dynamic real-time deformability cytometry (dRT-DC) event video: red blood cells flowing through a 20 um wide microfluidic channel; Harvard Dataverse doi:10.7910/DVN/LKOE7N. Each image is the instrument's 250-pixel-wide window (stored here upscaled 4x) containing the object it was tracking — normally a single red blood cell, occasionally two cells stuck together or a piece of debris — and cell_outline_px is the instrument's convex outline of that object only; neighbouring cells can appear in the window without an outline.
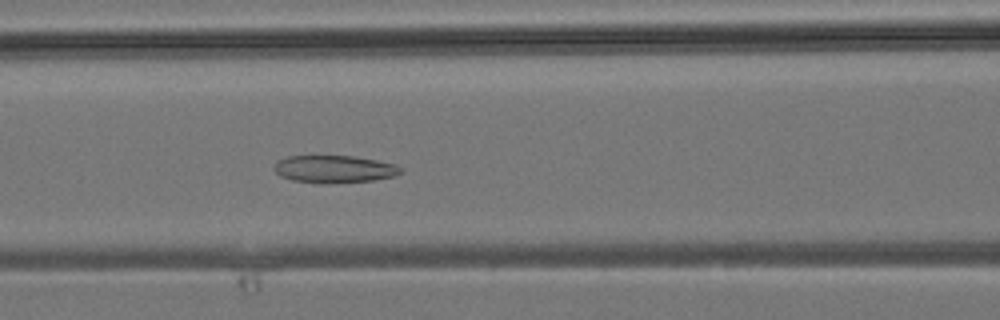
{"species": "common noctule bat (a hibernating species)", "species_latin": "Nyctalus noctula", "temperature_condition": "room temperature", "stored_images_in_passage": 38, "camera_frame_rate_fps": 3000, "um_per_image_px": 0.085, "animal": {"sex": "male", "body_mass_g": 19.2, "forearm_length_mm": 51.8}, "frame": {"image": 1, "passage_image": 14, "time_ms": 4.333, "image_size_px": [1000, 320], "cell_outline_px": [[404, 172], [396, 176], [372, 180], [320, 184], [292, 180], [280, 176], [272, 168], [276, 160], [288, 156], [356, 156], [396, 164], [404, 168]], "centroid_in_image_um": [28.42, 14.37], "position_along_channel_um": 138.2, "area_um2": 20.58}}
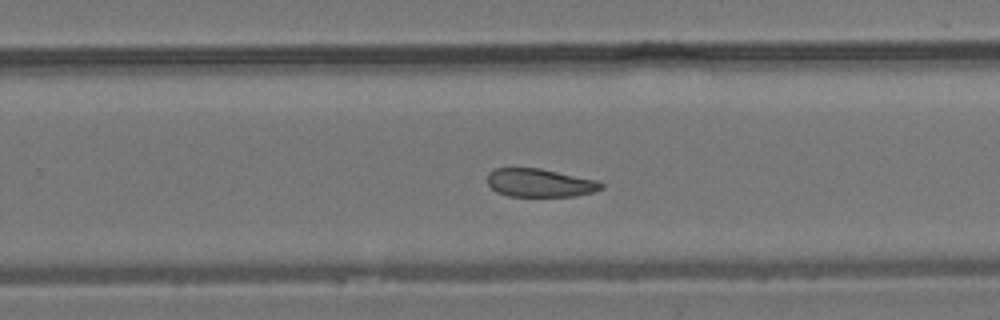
{"frame": {"image": 2, "passage_image": 23, "time_ms": 7.333, "image_size_px": [1000, 320], "cell_outline_px": [[604, 188], [592, 192], [576, 196], [508, 196], [496, 192], [488, 184], [488, 172], [496, 168], [540, 168], [600, 180], [604, 184]], "centroid_in_image_um": [45.92, 15.54], "position_along_channel_um": 283.9, "area_um2": 18.96}}
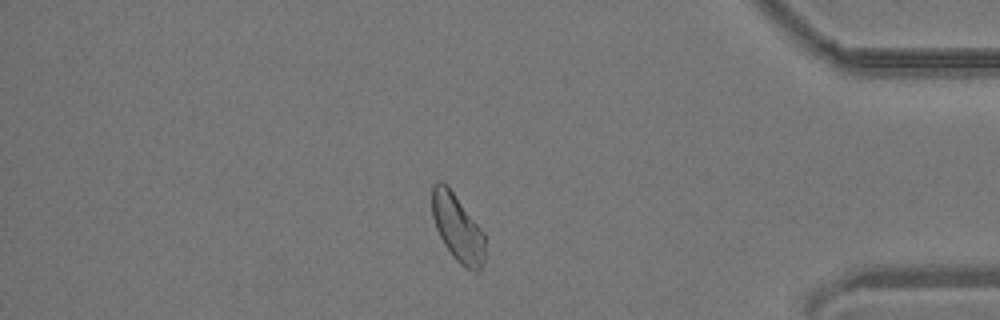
{"frame": {"image": 3, "passage_image": 32, "time_ms": 10.333, "image_size_px": [1000, 320], "cell_outline_px": [[484, 260], [480, 268], [476, 272], [460, 264], [452, 256], [444, 244], [436, 228], [432, 216], [432, 184], [436, 180], [440, 180], [452, 192], [484, 232]], "centroid_in_image_um": [38.87, 19.37], "position_along_channel_um": 396.3, "area_um2": 20.35}}